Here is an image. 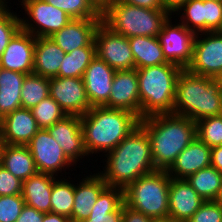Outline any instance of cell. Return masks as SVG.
<instances>
[{
  "mask_svg": "<svg viewBox=\"0 0 222 222\" xmlns=\"http://www.w3.org/2000/svg\"><path fill=\"white\" fill-rule=\"evenodd\" d=\"M102 156L103 171H98L109 187L125 189L138 178L155 171L151 144L139 125L113 150ZM105 157V159H103Z\"/></svg>",
  "mask_w": 222,
  "mask_h": 222,
  "instance_id": "cell-1",
  "label": "cell"
},
{
  "mask_svg": "<svg viewBox=\"0 0 222 222\" xmlns=\"http://www.w3.org/2000/svg\"><path fill=\"white\" fill-rule=\"evenodd\" d=\"M139 125L149 137L155 170L167 171L197 137L196 122L174 113L142 118Z\"/></svg>",
  "mask_w": 222,
  "mask_h": 222,
  "instance_id": "cell-2",
  "label": "cell"
},
{
  "mask_svg": "<svg viewBox=\"0 0 222 222\" xmlns=\"http://www.w3.org/2000/svg\"><path fill=\"white\" fill-rule=\"evenodd\" d=\"M80 120L89 157L113 150L140 124V118L130 111L104 106L92 107Z\"/></svg>",
  "mask_w": 222,
  "mask_h": 222,
  "instance_id": "cell-3",
  "label": "cell"
},
{
  "mask_svg": "<svg viewBox=\"0 0 222 222\" xmlns=\"http://www.w3.org/2000/svg\"><path fill=\"white\" fill-rule=\"evenodd\" d=\"M173 113L192 121L222 115V90L215 78L183 69L178 76Z\"/></svg>",
  "mask_w": 222,
  "mask_h": 222,
  "instance_id": "cell-4",
  "label": "cell"
},
{
  "mask_svg": "<svg viewBox=\"0 0 222 222\" xmlns=\"http://www.w3.org/2000/svg\"><path fill=\"white\" fill-rule=\"evenodd\" d=\"M182 70L183 68L170 62L136 69L140 119L173 113L177 79Z\"/></svg>",
  "mask_w": 222,
  "mask_h": 222,
  "instance_id": "cell-5",
  "label": "cell"
},
{
  "mask_svg": "<svg viewBox=\"0 0 222 222\" xmlns=\"http://www.w3.org/2000/svg\"><path fill=\"white\" fill-rule=\"evenodd\" d=\"M102 22L115 33L127 38L135 36L156 37L172 15L162 10H152L114 1L102 14Z\"/></svg>",
  "mask_w": 222,
  "mask_h": 222,
  "instance_id": "cell-6",
  "label": "cell"
},
{
  "mask_svg": "<svg viewBox=\"0 0 222 222\" xmlns=\"http://www.w3.org/2000/svg\"><path fill=\"white\" fill-rule=\"evenodd\" d=\"M169 184L167 171L143 175L124 189V204L153 219L168 218Z\"/></svg>",
  "mask_w": 222,
  "mask_h": 222,
  "instance_id": "cell-7",
  "label": "cell"
},
{
  "mask_svg": "<svg viewBox=\"0 0 222 222\" xmlns=\"http://www.w3.org/2000/svg\"><path fill=\"white\" fill-rule=\"evenodd\" d=\"M16 5L22 7L23 17L21 29L29 32L35 37H50L66 26L73 18L66 12L58 9L43 0H23Z\"/></svg>",
  "mask_w": 222,
  "mask_h": 222,
  "instance_id": "cell-8",
  "label": "cell"
},
{
  "mask_svg": "<svg viewBox=\"0 0 222 222\" xmlns=\"http://www.w3.org/2000/svg\"><path fill=\"white\" fill-rule=\"evenodd\" d=\"M190 73L216 78L222 72V31L195 34Z\"/></svg>",
  "mask_w": 222,
  "mask_h": 222,
  "instance_id": "cell-9",
  "label": "cell"
},
{
  "mask_svg": "<svg viewBox=\"0 0 222 222\" xmlns=\"http://www.w3.org/2000/svg\"><path fill=\"white\" fill-rule=\"evenodd\" d=\"M94 41L96 44V56L105 61L114 70L135 68L129 39L112 31L102 21L97 26Z\"/></svg>",
  "mask_w": 222,
  "mask_h": 222,
  "instance_id": "cell-10",
  "label": "cell"
},
{
  "mask_svg": "<svg viewBox=\"0 0 222 222\" xmlns=\"http://www.w3.org/2000/svg\"><path fill=\"white\" fill-rule=\"evenodd\" d=\"M27 147L39 173L63 177L65 174L68 175L66 169L69 170V167L73 168L74 166L47 129H40L27 144Z\"/></svg>",
  "mask_w": 222,
  "mask_h": 222,
  "instance_id": "cell-11",
  "label": "cell"
},
{
  "mask_svg": "<svg viewBox=\"0 0 222 222\" xmlns=\"http://www.w3.org/2000/svg\"><path fill=\"white\" fill-rule=\"evenodd\" d=\"M170 17L158 34L166 60L186 69L192 60L195 34ZM177 22V23H176Z\"/></svg>",
  "mask_w": 222,
  "mask_h": 222,
  "instance_id": "cell-12",
  "label": "cell"
},
{
  "mask_svg": "<svg viewBox=\"0 0 222 222\" xmlns=\"http://www.w3.org/2000/svg\"><path fill=\"white\" fill-rule=\"evenodd\" d=\"M50 80L52 97L67 115H85L92 106L88 100L83 78L53 77Z\"/></svg>",
  "mask_w": 222,
  "mask_h": 222,
  "instance_id": "cell-13",
  "label": "cell"
},
{
  "mask_svg": "<svg viewBox=\"0 0 222 222\" xmlns=\"http://www.w3.org/2000/svg\"><path fill=\"white\" fill-rule=\"evenodd\" d=\"M47 130L62 148L66 157L75 165L74 171L78 162L83 163L80 160L89 159L84 145L80 116L67 115Z\"/></svg>",
  "mask_w": 222,
  "mask_h": 222,
  "instance_id": "cell-14",
  "label": "cell"
},
{
  "mask_svg": "<svg viewBox=\"0 0 222 222\" xmlns=\"http://www.w3.org/2000/svg\"><path fill=\"white\" fill-rule=\"evenodd\" d=\"M35 42V36L20 29L2 53L0 68L23 74L33 73Z\"/></svg>",
  "mask_w": 222,
  "mask_h": 222,
  "instance_id": "cell-15",
  "label": "cell"
},
{
  "mask_svg": "<svg viewBox=\"0 0 222 222\" xmlns=\"http://www.w3.org/2000/svg\"><path fill=\"white\" fill-rule=\"evenodd\" d=\"M107 108L125 109L140 118L139 84L136 69L115 72Z\"/></svg>",
  "mask_w": 222,
  "mask_h": 222,
  "instance_id": "cell-16",
  "label": "cell"
},
{
  "mask_svg": "<svg viewBox=\"0 0 222 222\" xmlns=\"http://www.w3.org/2000/svg\"><path fill=\"white\" fill-rule=\"evenodd\" d=\"M116 70L97 56L83 74V82L90 105L104 106L109 101L112 81Z\"/></svg>",
  "mask_w": 222,
  "mask_h": 222,
  "instance_id": "cell-17",
  "label": "cell"
},
{
  "mask_svg": "<svg viewBox=\"0 0 222 222\" xmlns=\"http://www.w3.org/2000/svg\"><path fill=\"white\" fill-rule=\"evenodd\" d=\"M204 200L186 179L170 177L168 218L177 222H187L200 208Z\"/></svg>",
  "mask_w": 222,
  "mask_h": 222,
  "instance_id": "cell-18",
  "label": "cell"
},
{
  "mask_svg": "<svg viewBox=\"0 0 222 222\" xmlns=\"http://www.w3.org/2000/svg\"><path fill=\"white\" fill-rule=\"evenodd\" d=\"M30 109L19 108L1 119L0 134L5 144L27 145L39 131Z\"/></svg>",
  "mask_w": 222,
  "mask_h": 222,
  "instance_id": "cell-19",
  "label": "cell"
},
{
  "mask_svg": "<svg viewBox=\"0 0 222 222\" xmlns=\"http://www.w3.org/2000/svg\"><path fill=\"white\" fill-rule=\"evenodd\" d=\"M80 179L75 183L74 203L70 220L80 222L88 218L93 205L96 203L100 193L108 186L102 176L96 171ZM79 183V184H78Z\"/></svg>",
  "mask_w": 222,
  "mask_h": 222,
  "instance_id": "cell-20",
  "label": "cell"
},
{
  "mask_svg": "<svg viewBox=\"0 0 222 222\" xmlns=\"http://www.w3.org/2000/svg\"><path fill=\"white\" fill-rule=\"evenodd\" d=\"M211 148L196 137L167 170L174 179H187L199 170L211 166Z\"/></svg>",
  "mask_w": 222,
  "mask_h": 222,
  "instance_id": "cell-21",
  "label": "cell"
},
{
  "mask_svg": "<svg viewBox=\"0 0 222 222\" xmlns=\"http://www.w3.org/2000/svg\"><path fill=\"white\" fill-rule=\"evenodd\" d=\"M102 18L72 19L66 26L50 36L65 52L88 46L93 40Z\"/></svg>",
  "mask_w": 222,
  "mask_h": 222,
  "instance_id": "cell-22",
  "label": "cell"
},
{
  "mask_svg": "<svg viewBox=\"0 0 222 222\" xmlns=\"http://www.w3.org/2000/svg\"><path fill=\"white\" fill-rule=\"evenodd\" d=\"M124 189L107 186L97 198L87 219L80 222H122Z\"/></svg>",
  "mask_w": 222,
  "mask_h": 222,
  "instance_id": "cell-23",
  "label": "cell"
},
{
  "mask_svg": "<svg viewBox=\"0 0 222 222\" xmlns=\"http://www.w3.org/2000/svg\"><path fill=\"white\" fill-rule=\"evenodd\" d=\"M64 55L50 37H36L33 73L47 78L58 77Z\"/></svg>",
  "mask_w": 222,
  "mask_h": 222,
  "instance_id": "cell-24",
  "label": "cell"
},
{
  "mask_svg": "<svg viewBox=\"0 0 222 222\" xmlns=\"http://www.w3.org/2000/svg\"><path fill=\"white\" fill-rule=\"evenodd\" d=\"M57 177L47 173H37L23 181L22 197L25 205L38 211L51 212V193Z\"/></svg>",
  "mask_w": 222,
  "mask_h": 222,
  "instance_id": "cell-25",
  "label": "cell"
},
{
  "mask_svg": "<svg viewBox=\"0 0 222 222\" xmlns=\"http://www.w3.org/2000/svg\"><path fill=\"white\" fill-rule=\"evenodd\" d=\"M1 165L22 181L38 173L27 145L5 144L2 150Z\"/></svg>",
  "mask_w": 222,
  "mask_h": 222,
  "instance_id": "cell-26",
  "label": "cell"
},
{
  "mask_svg": "<svg viewBox=\"0 0 222 222\" xmlns=\"http://www.w3.org/2000/svg\"><path fill=\"white\" fill-rule=\"evenodd\" d=\"M26 74L0 68V119L22 107L21 89Z\"/></svg>",
  "mask_w": 222,
  "mask_h": 222,
  "instance_id": "cell-27",
  "label": "cell"
},
{
  "mask_svg": "<svg viewBox=\"0 0 222 222\" xmlns=\"http://www.w3.org/2000/svg\"><path fill=\"white\" fill-rule=\"evenodd\" d=\"M128 39L134 56L135 69L169 63L164 56L158 36H135Z\"/></svg>",
  "mask_w": 222,
  "mask_h": 222,
  "instance_id": "cell-28",
  "label": "cell"
},
{
  "mask_svg": "<svg viewBox=\"0 0 222 222\" xmlns=\"http://www.w3.org/2000/svg\"><path fill=\"white\" fill-rule=\"evenodd\" d=\"M95 57L96 44L94 40L88 46L65 53L58 77L82 78L86 68Z\"/></svg>",
  "mask_w": 222,
  "mask_h": 222,
  "instance_id": "cell-29",
  "label": "cell"
},
{
  "mask_svg": "<svg viewBox=\"0 0 222 222\" xmlns=\"http://www.w3.org/2000/svg\"><path fill=\"white\" fill-rule=\"evenodd\" d=\"M186 180L204 201H213L220 190L222 173L209 166L190 175Z\"/></svg>",
  "mask_w": 222,
  "mask_h": 222,
  "instance_id": "cell-30",
  "label": "cell"
},
{
  "mask_svg": "<svg viewBox=\"0 0 222 222\" xmlns=\"http://www.w3.org/2000/svg\"><path fill=\"white\" fill-rule=\"evenodd\" d=\"M66 178V175L63 178L57 177L53 182L50 203L51 213L61 214L70 218L74 203L75 182L70 176Z\"/></svg>",
  "mask_w": 222,
  "mask_h": 222,
  "instance_id": "cell-31",
  "label": "cell"
},
{
  "mask_svg": "<svg viewBox=\"0 0 222 222\" xmlns=\"http://www.w3.org/2000/svg\"><path fill=\"white\" fill-rule=\"evenodd\" d=\"M50 96V80L35 73L26 74L21 89L22 108L31 109Z\"/></svg>",
  "mask_w": 222,
  "mask_h": 222,
  "instance_id": "cell-32",
  "label": "cell"
},
{
  "mask_svg": "<svg viewBox=\"0 0 222 222\" xmlns=\"http://www.w3.org/2000/svg\"><path fill=\"white\" fill-rule=\"evenodd\" d=\"M175 20L194 34L205 33L204 0H187L175 13ZM180 15V16H179Z\"/></svg>",
  "mask_w": 222,
  "mask_h": 222,
  "instance_id": "cell-33",
  "label": "cell"
},
{
  "mask_svg": "<svg viewBox=\"0 0 222 222\" xmlns=\"http://www.w3.org/2000/svg\"><path fill=\"white\" fill-rule=\"evenodd\" d=\"M39 129H48L67 114L60 105L50 96L43 99L31 109Z\"/></svg>",
  "mask_w": 222,
  "mask_h": 222,
  "instance_id": "cell-34",
  "label": "cell"
},
{
  "mask_svg": "<svg viewBox=\"0 0 222 222\" xmlns=\"http://www.w3.org/2000/svg\"><path fill=\"white\" fill-rule=\"evenodd\" d=\"M63 10L73 19L102 18L101 13L89 0H43Z\"/></svg>",
  "mask_w": 222,
  "mask_h": 222,
  "instance_id": "cell-35",
  "label": "cell"
},
{
  "mask_svg": "<svg viewBox=\"0 0 222 222\" xmlns=\"http://www.w3.org/2000/svg\"><path fill=\"white\" fill-rule=\"evenodd\" d=\"M197 137L210 148L222 145V115L206 117L196 122Z\"/></svg>",
  "mask_w": 222,
  "mask_h": 222,
  "instance_id": "cell-36",
  "label": "cell"
},
{
  "mask_svg": "<svg viewBox=\"0 0 222 222\" xmlns=\"http://www.w3.org/2000/svg\"><path fill=\"white\" fill-rule=\"evenodd\" d=\"M11 6H0V57L13 36L21 29L20 16Z\"/></svg>",
  "mask_w": 222,
  "mask_h": 222,
  "instance_id": "cell-37",
  "label": "cell"
},
{
  "mask_svg": "<svg viewBox=\"0 0 222 222\" xmlns=\"http://www.w3.org/2000/svg\"><path fill=\"white\" fill-rule=\"evenodd\" d=\"M24 206L22 194L0 196V222H16Z\"/></svg>",
  "mask_w": 222,
  "mask_h": 222,
  "instance_id": "cell-38",
  "label": "cell"
},
{
  "mask_svg": "<svg viewBox=\"0 0 222 222\" xmlns=\"http://www.w3.org/2000/svg\"><path fill=\"white\" fill-rule=\"evenodd\" d=\"M205 32L222 31V1L204 0Z\"/></svg>",
  "mask_w": 222,
  "mask_h": 222,
  "instance_id": "cell-39",
  "label": "cell"
},
{
  "mask_svg": "<svg viewBox=\"0 0 222 222\" xmlns=\"http://www.w3.org/2000/svg\"><path fill=\"white\" fill-rule=\"evenodd\" d=\"M187 222H222V206L213 201H204Z\"/></svg>",
  "mask_w": 222,
  "mask_h": 222,
  "instance_id": "cell-40",
  "label": "cell"
},
{
  "mask_svg": "<svg viewBox=\"0 0 222 222\" xmlns=\"http://www.w3.org/2000/svg\"><path fill=\"white\" fill-rule=\"evenodd\" d=\"M23 181L0 165V196L22 194Z\"/></svg>",
  "mask_w": 222,
  "mask_h": 222,
  "instance_id": "cell-41",
  "label": "cell"
},
{
  "mask_svg": "<svg viewBox=\"0 0 222 222\" xmlns=\"http://www.w3.org/2000/svg\"><path fill=\"white\" fill-rule=\"evenodd\" d=\"M45 213L25 205L16 222H42Z\"/></svg>",
  "mask_w": 222,
  "mask_h": 222,
  "instance_id": "cell-42",
  "label": "cell"
},
{
  "mask_svg": "<svg viewBox=\"0 0 222 222\" xmlns=\"http://www.w3.org/2000/svg\"><path fill=\"white\" fill-rule=\"evenodd\" d=\"M153 218L145 216L143 213L131 209L123 204L122 222H152Z\"/></svg>",
  "mask_w": 222,
  "mask_h": 222,
  "instance_id": "cell-43",
  "label": "cell"
},
{
  "mask_svg": "<svg viewBox=\"0 0 222 222\" xmlns=\"http://www.w3.org/2000/svg\"><path fill=\"white\" fill-rule=\"evenodd\" d=\"M114 1L123 2L129 5L148 8L152 10L164 9L161 0H114Z\"/></svg>",
  "mask_w": 222,
  "mask_h": 222,
  "instance_id": "cell-44",
  "label": "cell"
},
{
  "mask_svg": "<svg viewBox=\"0 0 222 222\" xmlns=\"http://www.w3.org/2000/svg\"><path fill=\"white\" fill-rule=\"evenodd\" d=\"M211 166L222 173V145L211 148Z\"/></svg>",
  "mask_w": 222,
  "mask_h": 222,
  "instance_id": "cell-45",
  "label": "cell"
},
{
  "mask_svg": "<svg viewBox=\"0 0 222 222\" xmlns=\"http://www.w3.org/2000/svg\"><path fill=\"white\" fill-rule=\"evenodd\" d=\"M187 0H161L163 8L171 15L175 13Z\"/></svg>",
  "mask_w": 222,
  "mask_h": 222,
  "instance_id": "cell-46",
  "label": "cell"
},
{
  "mask_svg": "<svg viewBox=\"0 0 222 222\" xmlns=\"http://www.w3.org/2000/svg\"><path fill=\"white\" fill-rule=\"evenodd\" d=\"M42 222H72V221L67 216L48 212L43 215Z\"/></svg>",
  "mask_w": 222,
  "mask_h": 222,
  "instance_id": "cell-47",
  "label": "cell"
},
{
  "mask_svg": "<svg viewBox=\"0 0 222 222\" xmlns=\"http://www.w3.org/2000/svg\"><path fill=\"white\" fill-rule=\"evenodd\" d=\"M91 4L102 14L114 0H89Z\"/></svg>",
  "mask_w": 222,
  "mask_h": 222,
  "instance_id": "cell-48",
  "label": "cell"
},
{
  "mask_svg": "<svg viewBox=\"0 0 222 222\" xmlns=\"http://www.w3.org/2000/svg\"><path fill=\"white\" fill-rule=\"evenodd\" d=\"M215 201L218 202L222 206V183L220 186L218 196L216 197Z\"/></svg>",
  "mask_w": 222,
  "mask_h": 222,
  "instance_id": "cell-49",
  "label": "cell"
},
{
  "mask_svg": "<svg viewBox=\"0 0 222 222\" xmlns=\"http://www.w3.org/2000/svg\"><path fill=\"white\" fill-rule=\"evenodd\" d=\"M16 1V0H15ZM23 0H18V2H22ZM10 2V0H0V6L1 7H8V6H12V5H9L8 3Z\"/></svg>",
  "mask_w": 222,
  "mask_h": 222,
  "instance_id": "cell-50",
  "label": "cell"
},
{
  "mask_svg": "<svg viewBox=\"0 0 222 222\" xmlns=\"http://www.w3.org/2000/svg\"><path fill=\"white\" fill-rule=\"evenodd\" d=\"M152 222H177L171 218H165V219H153Z\"/></svg>",
  "mask_w": 222,
  "mask_h": 222,
  "instance_id": "cell-51",
  "label": "cell"
},
{
  "mask_svg": "<svg viewBox=\"0 0 222 222\" xmlns=\"http://www.w3.org/2000/svg\"><path fill=\"white\" fill-rule=\"evenodd\" d=\"M5 143L1 137V134H0V165H1V158H2V150H3V147H4Z\"/></svg>",
  "mask_w": 222,
  "mask_h": 222,
  "instance_id": "cell-52",
  "label": "cell"
},
{
  "mask_svg": "<svg viewBox=\"0 0 222 222\" xmlns=\"http://www.w3.org/2000/svg\"><path fill=\"white\" fill-rule=\"evenodd\" d=\"M215 80L219 83L222 90V72L215 78Z\"/></svg>",
  "mask_w": 222,
  "mask_h": 222,
  "instance_id": "cell-53",
  "label": "cell"
}]
</instances>
